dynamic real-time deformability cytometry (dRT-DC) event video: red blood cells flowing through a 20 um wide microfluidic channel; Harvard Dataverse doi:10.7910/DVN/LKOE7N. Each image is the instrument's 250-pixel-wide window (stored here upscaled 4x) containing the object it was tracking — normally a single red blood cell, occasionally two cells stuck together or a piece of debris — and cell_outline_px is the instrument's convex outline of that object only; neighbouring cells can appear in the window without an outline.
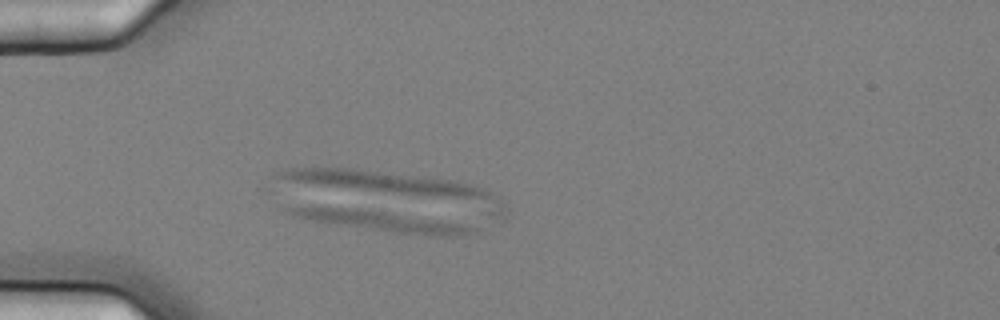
{"species": "common noctule bat (a hibernating species)", "species_latin": "Nyctalus noctula", "temperature_condition": "cold", "stored_images_in_passage": 1, "camera_frame_rate_fps": 3000, "um_per_image_px": 0.085, "animal": {"sex": "female", "body_mass_g": 25.1}, "frame": {"image": 1, "passage_image": 1, "time_ms": 0.0, "image_size_px": [1000, 320], "cell_outline_px": [[476, 232], [460, 236], [428, 236], [396, 232], [312, 220], [292, 216], [284, 212], [280, 208], [356, 208], [384, 212], [460, 224], [476, 228]], "centroid_in_image_um": [32.45, 18.8], "position_along_channel_um": 52.5, "area_um2": 20.29}}